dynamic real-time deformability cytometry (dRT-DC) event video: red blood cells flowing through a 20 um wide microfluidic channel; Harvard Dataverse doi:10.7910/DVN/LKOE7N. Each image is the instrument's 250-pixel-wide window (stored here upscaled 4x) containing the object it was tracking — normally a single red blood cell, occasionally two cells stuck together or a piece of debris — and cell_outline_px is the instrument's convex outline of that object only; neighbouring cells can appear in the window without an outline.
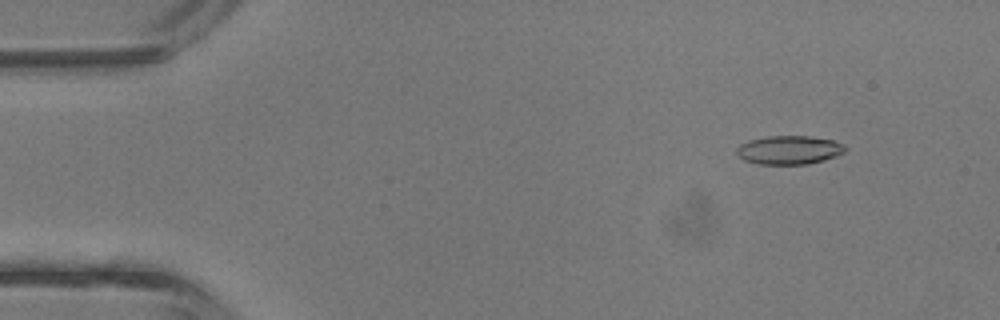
{"species": "common noctule bat (a hibernating species)", "species_latin": "Nyctalus noctula", "temperature_condition": "room temperature", "stored_images_in_passage": 4, "camera_frame_rate_fps": 3000, "um_per_image_px": 0.085, "animal": {"sex": "male", "body_mass_g": 13.3}, "frame": {"image": 1, "passage_image": 2, "time_ms": 0.333, "image_size_px": [1000, 320], "cell_outline_px": [[848, 148], [844, 152], [836, 156], [824, 160], [808, 164], [760, 164], [744, 160], [736, 156], [736, 148], [740, 144], [748, 140], [768, 136], [808, 136], [832, 140], [844, 144]], "centroid_in_image_um": [67.06, 12.75], "position_along_channel_um": 17.9, "area_um2": 18.26}}
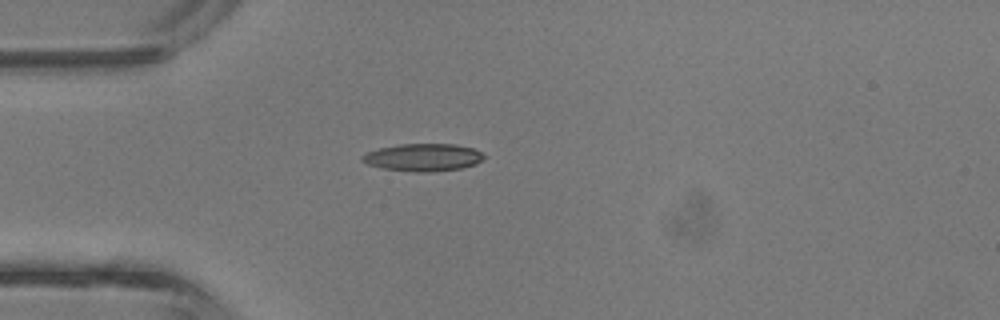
{"frame": {"image": 2, "passage_image": 4, "time_ms": 1.0, "image_size_px": [1000, 320], "cell_outline_px": [[484, 156], [476, 164], [460, 168], [432, 172], [416, 172], [380, 168], [368, 164], [360, 160], [360, 156], [368, 152], [380, 148], [400, 144], [456, 144], [472, 148], [480, 152]], "centroid_in_image_um": [35.92, 13.38], "position_along_channel_um": 49.1, "area_um2": 19.42}}